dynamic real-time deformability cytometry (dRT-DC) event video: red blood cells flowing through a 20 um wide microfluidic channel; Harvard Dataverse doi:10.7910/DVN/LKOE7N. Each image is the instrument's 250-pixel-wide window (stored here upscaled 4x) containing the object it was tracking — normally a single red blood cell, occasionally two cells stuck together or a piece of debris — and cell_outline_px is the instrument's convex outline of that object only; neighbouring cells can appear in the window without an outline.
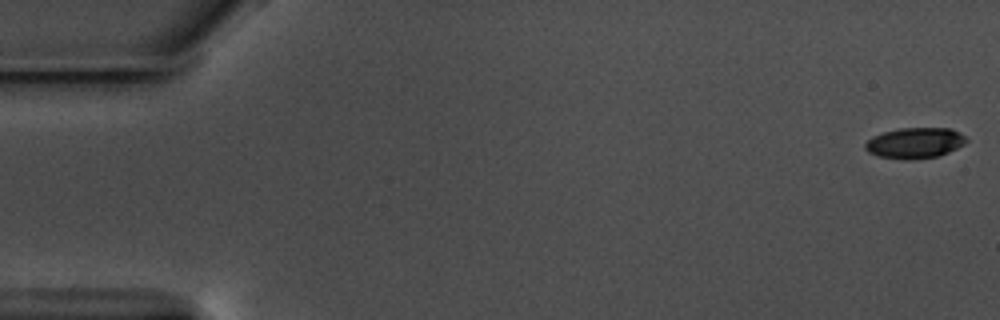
{"species": "common noctule bat (a hibernating species)", "species_latin": "Nyctalus noctula", "temperature_condition": "warm", "stored_images_in_passage": 58, "camera_frame_rate_fps": 3000, "um_per_image_px": 0.085, "animal": {"sex": "male", "body_mass_g": 17.5, "forearm_length_mm": 52.3}, "frame": {"image": 1, "passage_image": 1, "time_ms": 0.0, "image_size_px": [1000, 320], "cell_outline_px": [[968, 140], [964, 144], [948, 152], [936, 156], [912, 160], [904, 160], [876, 156], [868, 152], [864, 148], [864, 144], [872, 136], [884, 132], [900, 128], [952, 128], [960, 132]], "centroid_in_image_um": [77.74, 12.15], "position_along_channel_um": 7.3, "area_um2": 18.21}}
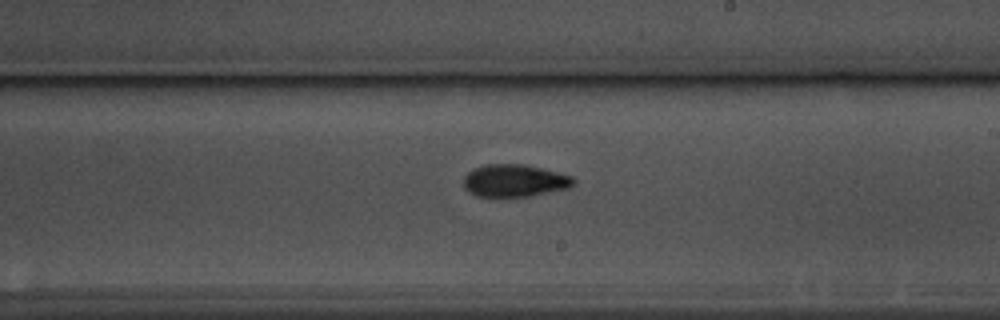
{"frame": {"image": 2, "passage_image": 34, "time_ms": 11.0, "image_size_px": [1000, 320], "cell_outline_px": [[576, 184], [568, 188], [528, 196], [476, 196], [468, 192], [464, 188], [464, 176], [472, 168], [484, 164], [524, 164], [572, 176], [576, 180]], "centroid_in_image_um": [43.71, 15.34], "position_along_channel_um": 245.3, "area_um2": 20.75}}
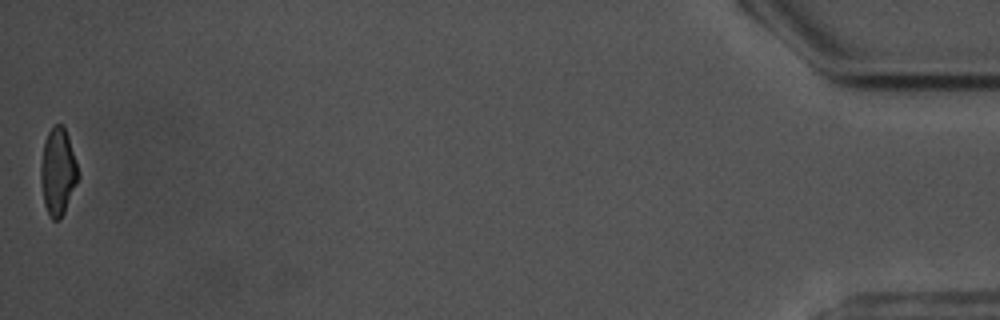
{"frame": {"image": 3, "passage_image": 58, "time_ms": 19.0, "image_size_px": [1000, 320], "cell_outline_px": [[80, 176], [64, 212], [60, 220], [52, 220], [44, 204], [40, 180], [40, 164], [44, 140], [48, 132], [56, 124], [64, 124], [80, 172]], "centroid_in_image_um": [4.92, 14.57], "position_along_channel_um": 430.3, "area_um2": 19.19}, "authors_computed_cell_mechanics": {"area_um2": 19.7676, "velocity_mm_per_s": 3.5449, "shape_relaxation_time_tau1_ms": 2.5962, "shape_relaxation_time_tau2_ms": 4.5055, "deformation_change_tau1": 0.1412, "deformation_change_tau2": 0.1136}}